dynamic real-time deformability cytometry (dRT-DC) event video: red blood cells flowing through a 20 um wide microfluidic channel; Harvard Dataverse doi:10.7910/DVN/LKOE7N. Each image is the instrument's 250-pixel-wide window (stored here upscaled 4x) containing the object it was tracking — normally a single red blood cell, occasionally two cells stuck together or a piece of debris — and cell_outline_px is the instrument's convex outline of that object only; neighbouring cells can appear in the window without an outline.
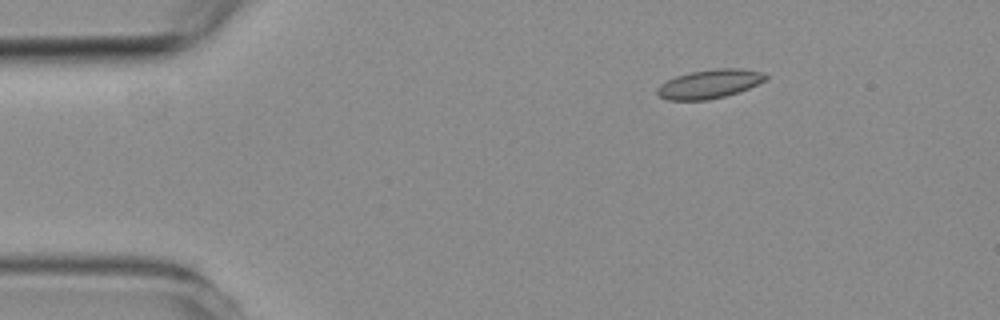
{"species": "common noctule bat (a hibernating species)", "species_latin": "Nyctalus noctula", "temperature_condition": "room temperature", "stored_images_in_passage": 4, "segment_of_instrument_passage": [2, 2], "camera_frame_rate_fps": 3000, "um_per_image_px": 0.085, "animal": {"sex": "female", "body_mass_g": 19.3, "forearm_length_mm": 54.1}, "frame": {"image": 1, "passage_image": 4, "time_ms": 4.667, "image_size_px": [1000, 320], "cell_outline_px": [[768, 76], [764, 80], [740, 92], [708, 100], [668, 100], [660, 96], [656, 92], [656, 88], [660, 84], [676, 76], [692, 72], [716, 68], [740, 68], [764, 72]], "centroid_in_image_um": [60.3, 7.13], "position_along_channel_um": 24.7, "area_um2": 18.15}}